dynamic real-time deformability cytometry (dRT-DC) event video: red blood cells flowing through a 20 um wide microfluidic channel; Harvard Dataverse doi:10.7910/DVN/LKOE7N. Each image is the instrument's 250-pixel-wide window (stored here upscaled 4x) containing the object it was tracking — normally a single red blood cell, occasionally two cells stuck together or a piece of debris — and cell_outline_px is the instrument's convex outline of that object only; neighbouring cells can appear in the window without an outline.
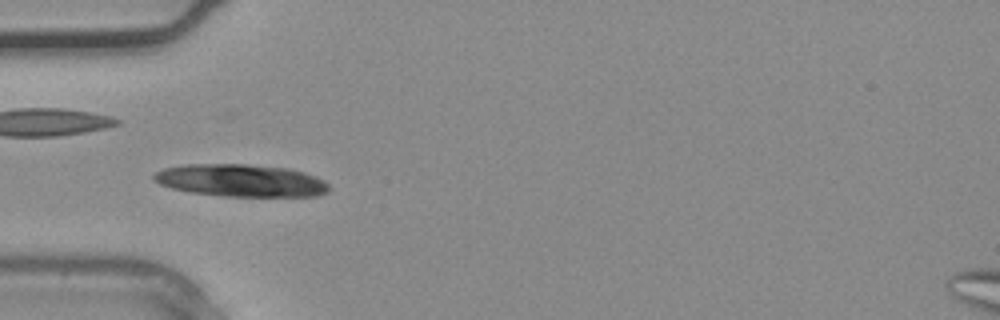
{"species": "common noctule bat (a hibernating species)", "species_latin": "Nyctalus noctula", "temperature_condition": "warm", "stored_images_in_passage": 3, "camera_frame_rate_fps": 3000, "um_per_image_px": 0.085, "animal": {"sex": "male", "body_mass_g": 20.4}, "frame": {"image": 1, "passage_image": 2, "time_ms": 0.333, "image_size_px": [1000, 320], "cell_outline_px": [[332, 188], [328, 192], [316, 196], [224, 196], [192, 192], [172, 188], [160, 184], [152, 176], [156, 172], [164, 168], [184, 164], [244, 164], [288, 168], [304, 172], [316, 176], [324, 180]], "centroid_in_image_um": [20.52, 15.34], "position_along_channel_um": 64.5, "area_um2": 33.06}}